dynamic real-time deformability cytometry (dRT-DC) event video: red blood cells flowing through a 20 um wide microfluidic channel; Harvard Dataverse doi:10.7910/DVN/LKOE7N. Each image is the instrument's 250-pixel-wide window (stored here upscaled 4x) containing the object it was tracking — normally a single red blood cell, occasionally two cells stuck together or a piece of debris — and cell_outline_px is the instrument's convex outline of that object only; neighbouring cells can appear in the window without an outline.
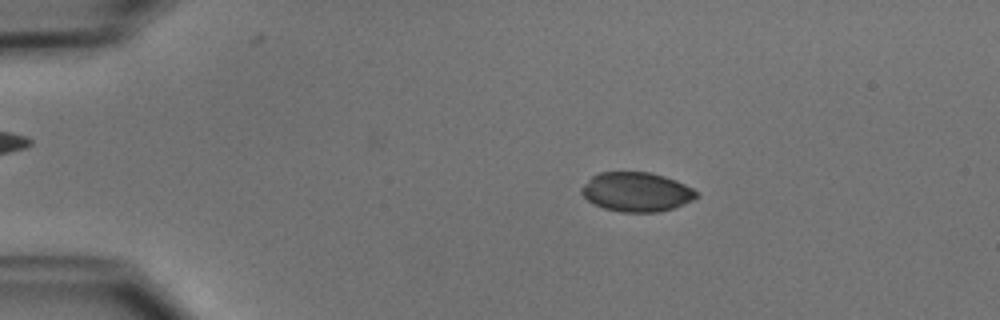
{"species": "common noctule bat (a hibernating species)", "species_latin": "Nyctalus noctula", "temperature_condition": "cold", "stored_images_in_passage": 41, "camera_frame_rate_fps": 3000, "um_per_image_px": 0.085, "animal": {"sex": "male", "body_mass_g": 15.6}, "frame": {"image": 1, "passage_image": 9, "time_ms": 2.667, "image_size_px": [1000, 320], "cell_outline_px": [[700, 196], [692, 200], [672, 208], [656, 212], [620, 212], [604, 208], [588, 200], [580, 192], [580, 188], [592, 176], [600, 172], [648, 172], [664, 176], [676, 180], [692, 188]], "centroid_in_image_um": [54.09, 16.31], "position_along_channel_um": 30.9, "area_um2": 26.13}}
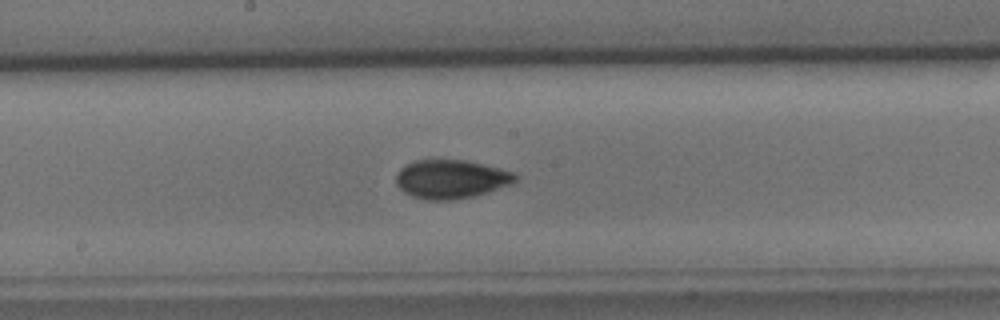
{"frame": {"image": 2, "passage_image": 27, "time_ms": 8.667, "image_size_px": [1000, 320], "cell_outline_px": [[520, 176], [512, 184], [472, 196], [448, 200], [428, 200], [412, 196], [404, 192], [396, 184], [396, 176], [400, 168], [404, 164], [416, 160], [464, 160], [484, 164], [512, 172]], "centroid_in_image_um": [38.31, 15.21], "position_along_channel_um": 209.9, "area_um2": 26.76}}
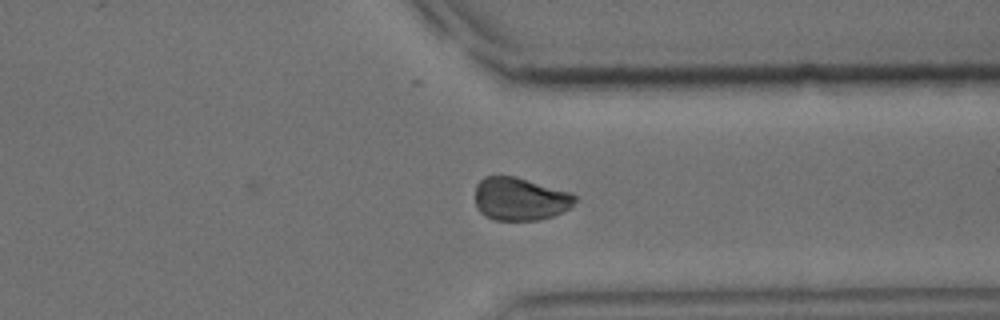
{"frame": {"image": 3, "passage_image": 39, "time_ms": 12.667, "image_size_px": [1000, 320], "cell_outline_px": [[576, 200], [568, 208], [552, 216], [536, 220], [496, 220], [484, 216], [476, 208], [476, 184], [484, 176], [516, 176], [572, 192], [576, 196]], "centroid_in_image_um": [44.19, 16.9], "position_along_channel_um": 367.2, "area_um2": 25.09}, "authors_computed_cell_mechanics": {"area_um2": 26.5302, "velocity_mm_per_s": 3.9338, "shape_relaxation_time_tau1_ms": 6.5764, "shape_relaxation_time_tau2_ms": 2.4783, "deformation_change_tau1": 0.2016, "deformation_change_tau2": 0.033}}